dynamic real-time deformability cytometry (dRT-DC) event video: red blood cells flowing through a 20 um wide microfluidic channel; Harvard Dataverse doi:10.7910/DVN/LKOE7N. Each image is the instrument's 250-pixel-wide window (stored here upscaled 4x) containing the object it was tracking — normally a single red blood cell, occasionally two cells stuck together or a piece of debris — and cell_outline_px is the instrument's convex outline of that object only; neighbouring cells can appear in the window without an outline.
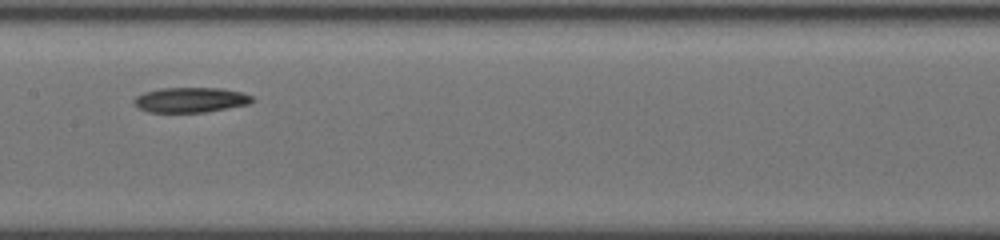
{"species": "common noctule bat (a hibernating species)", "species_latin": "Nyctalus noctula", "temperature_condition": "cold", "stored_images_in_passage": 13, "camera_frame_rate_fps": 3000, "um_per_image_px": 0.085, "animal": {"sex": "female", "body_mass_g": 19.5, "forearm_length_mm": 54.1}, "frame": {"image": 1, "passage_image": 10, "time_ms": 7.667, "image_size_px": [1000, 240], "cell_outline_px": [[256, 100], [248, 104], [204, 112], [148, 112], [132, 104], [132, 100], [136, 96], [144, 92], [160, 88], [224, 88], [240, 92], [252, 96]], "centroid_in_image_um": [16.17, 8.48], "position_along_channel_um": 191.2, "area_um2": 17.28}}
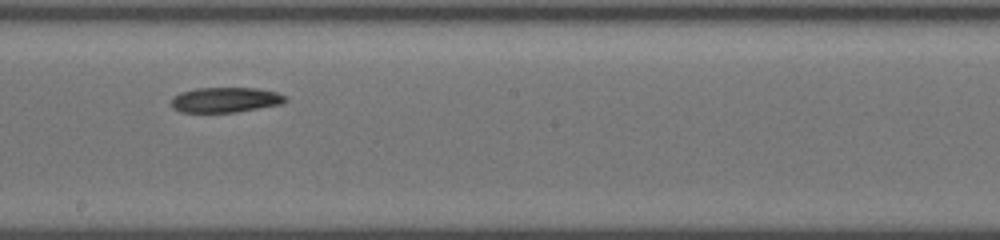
{"frame": {"image": 2, "passage_image": 11, "time_ms": 8.667, "image_size_px": [1000, 240], "cell_outline_px": [[288, 100], [280, 104], [236, 112], [180, 112], [172, 108], [172, 96], [180, 92], [196, 88], [256, 88], [276, 92], [288, 96]], "centroid_in_image_um": [19.15, 8.48], "position_along_channel_um": 229.1, "area_um2": 16.76}}
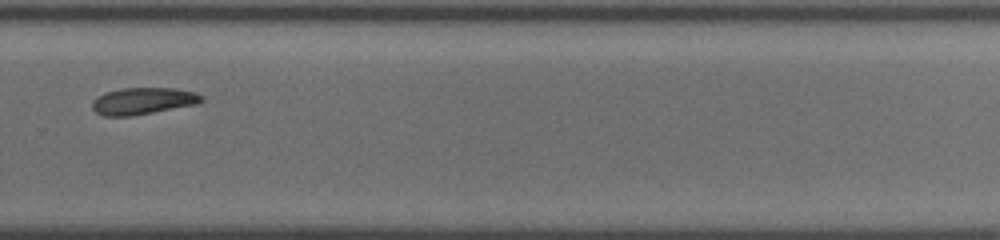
{"frame": {"image": 3, "passage_image": 13, "time_ms": 11.0, "image_size_px": [1000, 240], "cell_outline_px": [[204, 100], [196, 104], [152, 112], [128, 116], [104, 116], [96, 112], [92, 108], [92, 100], [104, 92], [120, 88], [172, 88], [196, 92], [204, 96]], "centroid_in_image_um": [12.14, 8.57], "position_along_channel_um": 317.7, "area_um2": 17.05}}